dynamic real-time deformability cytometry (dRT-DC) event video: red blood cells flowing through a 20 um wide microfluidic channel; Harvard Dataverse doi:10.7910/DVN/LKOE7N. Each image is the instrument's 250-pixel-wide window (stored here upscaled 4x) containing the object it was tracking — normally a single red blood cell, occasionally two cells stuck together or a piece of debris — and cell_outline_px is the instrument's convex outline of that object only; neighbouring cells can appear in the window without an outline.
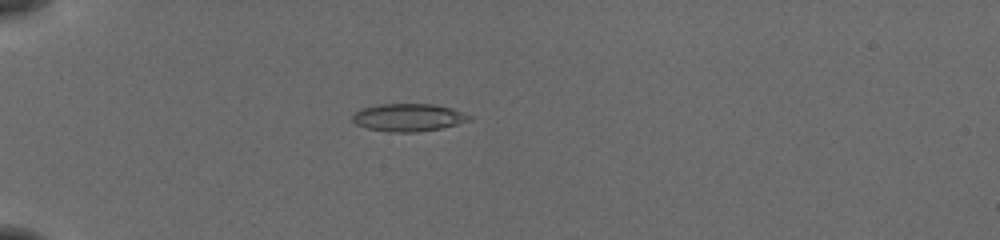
{"species": "common noctule bat (a hibernating species)", "species_latin": "Nyctalus noctula", "temperature_condition": "cold", "stored_images_in_passage": 43, "camera_frame_rate_fps": 3000, "um_per_image_px": 0.085, "animal": {"sex": "female", "body_mass_g": 19.5, "forearm_length_mm": 54.1}, "frame": {"image": 1, "passage_image": 5, "time_ms": 1.333, "image_size_px": [1000, 240], "cell_outline_px": [[476, 116], [472, 120], [440, 128], [416, 132], [392, 132], [364, 128], [356, 124], [352, 120], [352, 112], [360, 108], [380, 104], [432, 104], [452, 108]], "centroid_in_image_um": [34.71, 9.98], "position_along_channel_um": 50.3, "area_um2": 19.13}}
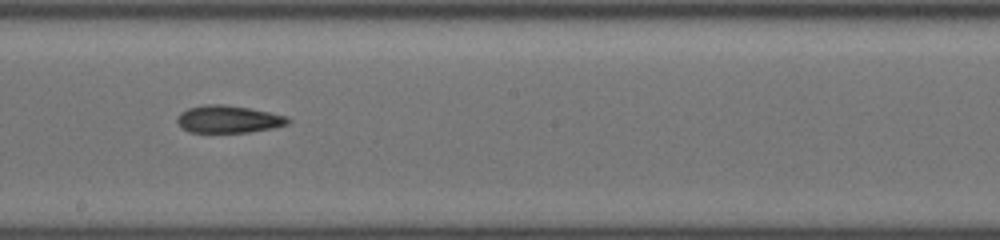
{"frame": {"image": 2, "passage_image": 21, "time_ms": 6.667, "image_size_px": [1000, 240], "cell_outline_px": [[292, 120], [288, 124], [276, 128], [248, 132], [188, 132], [180, 128], [176, 120], [176, 116], [180, 112], [188, 108], [204, 104], [224, 104], [248, 108], [288, 116]], "centroid_in_image_um": [19.4, 10.13], "position_along_channel_um": 228.8, "area_um2": 17.98}}
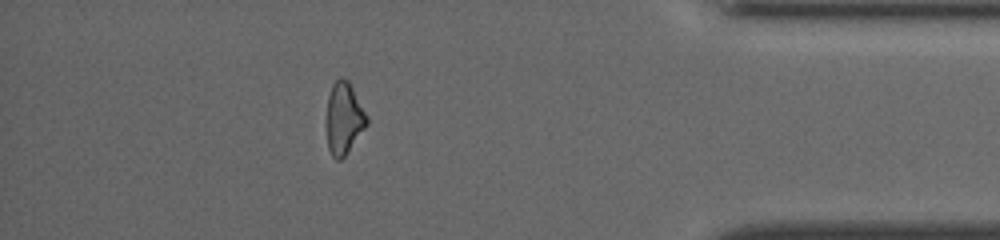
{"frame": {"image": 3, "passage_image": 37, "time_ms": 12.0, "image_size_px": [1000, 240], "cell_outline_px": [[368, 124], [344, 156], [340, 160], [336, 160], [332, 156], [328, 148], [328, 96], [332, 84], [340, 76], [348, 80], [368, 116]], "centroid_in_image_um": [29.26, 10.04], "position_along_channel_um": 405.9, "area_um2": 16.53}}